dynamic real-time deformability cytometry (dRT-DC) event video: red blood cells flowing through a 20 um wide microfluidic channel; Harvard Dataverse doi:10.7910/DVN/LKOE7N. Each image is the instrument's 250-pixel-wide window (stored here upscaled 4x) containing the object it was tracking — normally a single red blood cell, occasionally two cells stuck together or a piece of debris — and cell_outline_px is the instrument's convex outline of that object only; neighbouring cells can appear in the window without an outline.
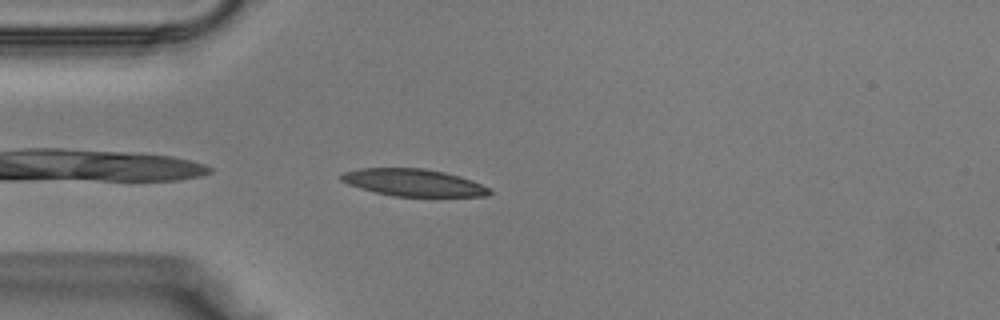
{"species": "Egyptian fruit bat (a non-hibernating species)", "species_latin": "Rousettus aegyptiacus", "temperature_condition": "warm", "stored_images_in_passage": 29, "camera_frame_rate_fps": 3000, "um_per_image_px": 0.085, "animal": {"sex": "male"}, "frame": {"image": 1, "passage_image": 1, "time_ms": 0.0, "image_size_px": [1000, 320], "cell_outline_px": [[492, 192], [488, 196], [392, 196], [360, 188], [348, 184], [340, 180], [340, 176], [344, 172], [360, 168], [424, 168], [444, 172], [460, 176], [472, 180], [488, 188]], "centroid_in_image_um": [35.13, 15.51], "position_along_channel_um": 49.9, "area_um2": 23.35}}
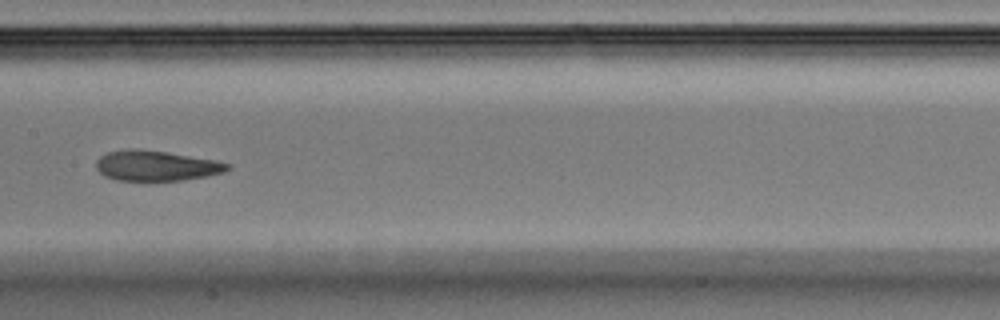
{"frame": {"image": 2, "passage_image": 10, "time_ms": 3.0, "image_size_px": [1000, 320], "cell_outline_px": [[232, 168], [224, 172], [208, 176], [184, 180], [152, 184], [116, 180], [104, 176], [96, 168], [96, 160], [100, 156], [108, 152], [128, 148], [168, 152], [212, 160], [228, 164]], "centroid_in_image_um": [13.23, 14.14], "position_along_channel_um": 194.2, "area_um2": 23.99}}
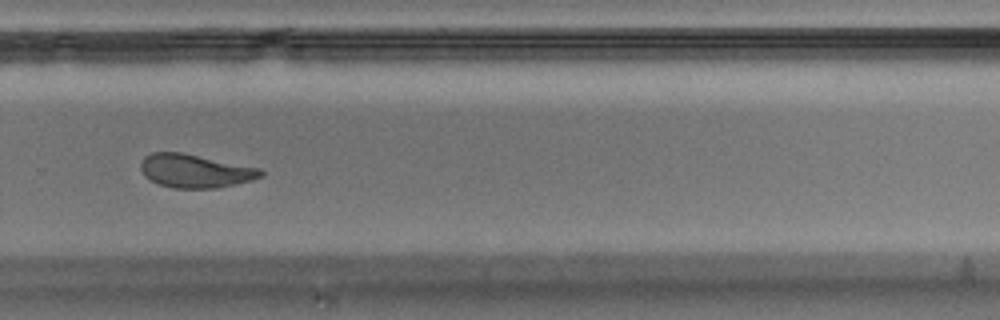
{"frame": {"image": 3, "passage_image": 17, "time_ms": 5.333, "image_size_px": [1000, 320], "cell_outline_px": [[264, 176], [252, 180], [216, 188], [172, 188], [160, 184], [144, 176], [140, 168], [140, 164], [144, 156], [152, 152], [180, 152], [260, 168], [264, 172]], "centroid_in_image_um": [16.58, 14.53], "position_along_channel_um": 313.2, "area_um2": 23.29}}